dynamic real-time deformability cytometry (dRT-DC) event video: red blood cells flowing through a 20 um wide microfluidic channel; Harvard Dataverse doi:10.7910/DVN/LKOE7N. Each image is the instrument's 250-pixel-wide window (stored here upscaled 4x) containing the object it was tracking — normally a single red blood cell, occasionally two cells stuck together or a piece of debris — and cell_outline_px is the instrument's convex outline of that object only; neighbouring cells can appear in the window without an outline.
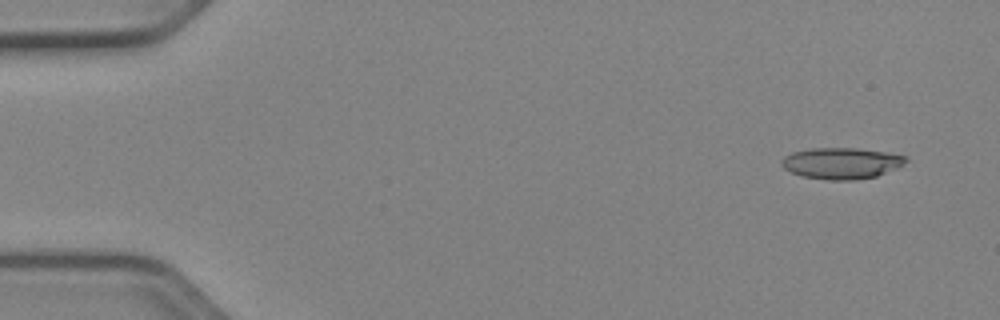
{"species": "Egyptian fruit bat (a non-hibernating species)", "species_latin": "Rousettus aegyptiacus", "temperature_condition": "cold", "stored_images_in_passage": 51, "camera_frame_rate_fps": 3000, "um_per_image_px": 0.085, "animal": {"sex": "female"}, "frame": {"image": 1, "passage_image": 3, "time_ms": 0.667, "image_size_px": [1000, 320], "cell_outline_px": [[908, 160], [900, 168], [876, 176], [856, 180], [828, 180], [800, 176], [784, 168], [780, 164], [780, 160], [784, 156], [792, 152], [812, 148], [856, 148], [888, 152], [908, 156]], "centroid_in_image_um": [71.55, 13.87], "position_along_channel_um": 13.4, "area_um2": 23.0}}
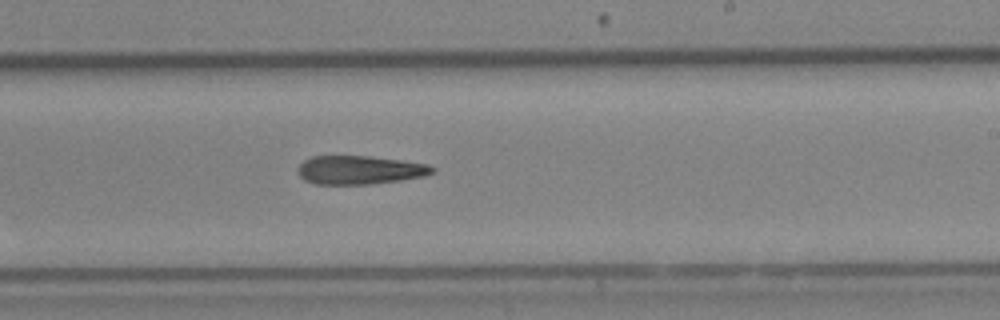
{"frame": {"image": 2, "passage_image": 31, "time_ms": 10.0, "image_size_px": [1000, 320], "cell_outline_px": [[436, 172], [424, 176], [400, 180], [372, 184], [316, 184], [304, 180], [300, 176], [296, 168], [304, 160], [312, 156], [368, 156], [400, 160], [428, 164], [436, 168]], "centroid_in_image_um": [30.57, 14.45], "position_along_channel_um": 258.4, "area_um2": 22.48}}
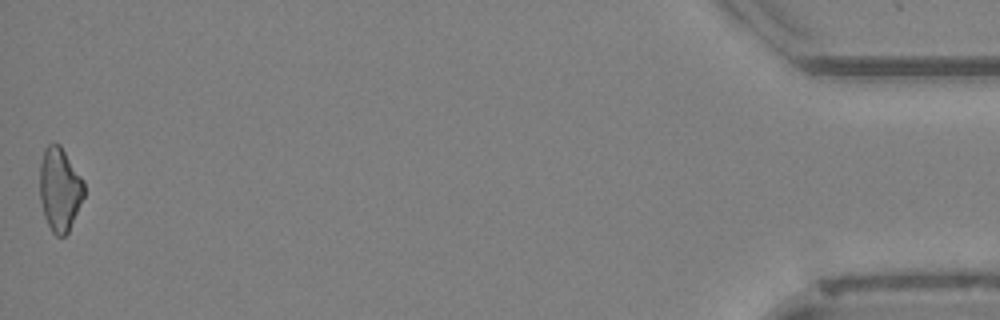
{"frame": {"image": 3, "passage_image": 51, "time_ms": 16.667, "image_size_px": [1000, 320], "cell_outline_px": [[84, 196], [68, 232], [64, 236], [56, 236], [52, 232], [44, 216], [40, 200], [40, 164], [44, 148], [48, 144], [60, 144], [84, 180]], "centroid_in_image_um": [5.07, 16.08], "position_along_channel_um": 430.1, "area_um2": 21.56}}